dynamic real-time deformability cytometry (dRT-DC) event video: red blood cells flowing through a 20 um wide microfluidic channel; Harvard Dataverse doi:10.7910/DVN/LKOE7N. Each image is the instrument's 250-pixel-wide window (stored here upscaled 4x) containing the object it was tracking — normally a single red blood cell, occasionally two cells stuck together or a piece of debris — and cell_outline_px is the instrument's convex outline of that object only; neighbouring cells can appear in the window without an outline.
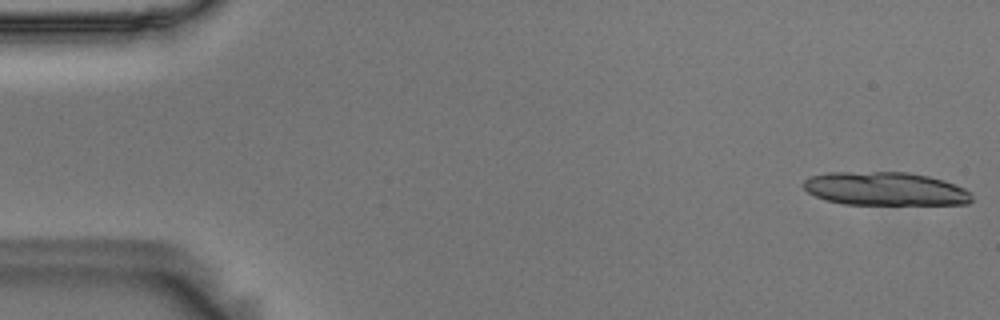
{"species": "Egyptian fruit bat (a non-hibernating species)", "species_latin": "Rousettus aegyptiacus", "temperature_condition": "room temperature", "stored_images_in_passage": 15, "camera_frame_rate_fps": 3000, "um_per_image_px": 0.085, "animal": {"sex": "male"}, "frame": {"image": 1, "passage_image": 1, "time_ms": 0.0, "image_size_px": [1000, 320], "cell_outline_px": [[972, 200], [968, 204], [844, 204], [824, 200], [808, 192], [804, 188], [804, 180], [808, 176], [828, 172], [908, 172], [928, 176], [944, 180], [964, 188], [972, 192]], "centroid_in_image_um": [75.23, 16.04], "position_along_channel_um": 9.8, "area_um2": 32.95}}